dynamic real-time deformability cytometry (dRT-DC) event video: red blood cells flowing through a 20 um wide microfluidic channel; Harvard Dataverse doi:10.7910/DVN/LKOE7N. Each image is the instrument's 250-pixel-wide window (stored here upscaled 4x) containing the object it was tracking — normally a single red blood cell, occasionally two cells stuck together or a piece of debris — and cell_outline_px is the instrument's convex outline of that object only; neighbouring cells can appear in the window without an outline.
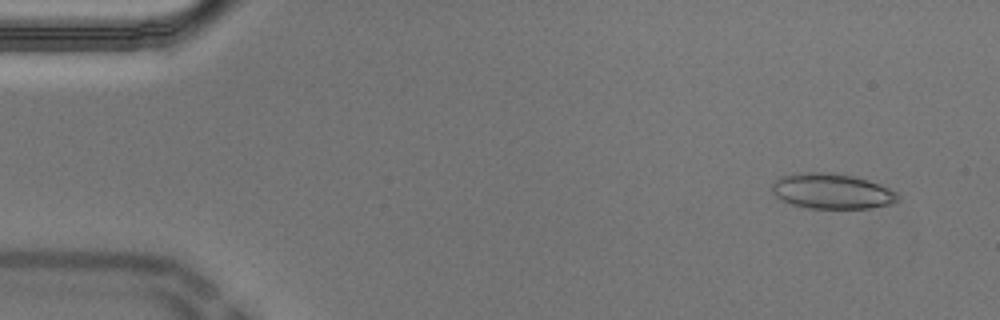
{"species": "Egyptian fruit bat (a non-hibernating species)", "species_latin": "Rousettus aegyptiacus", "temperature_condition": "cold", "stored_images_in_passage": 53, "camera_frame_rate_fps": 3000, "um_per_image_px": 0.085, "animal": {"sex": "male"}, "frame": {"image": 1, "passage_image": 4, "time_ms": 1.0, "image_size_px": [1000, 320], "cell_outline_px": [[900, 200], [892, 204], [868, 208], [808, 208], [792, 204], [780, 200], [772, 192], [772, 184], [780, 176], [796, 172], [824, 172], [856, 176], [880, 184], [896, 192], [900, 196]], "centroid_in_image_um": [70.71, 16.24], "position_along_channel_um": 14.3, "area_um2": 26.13}}
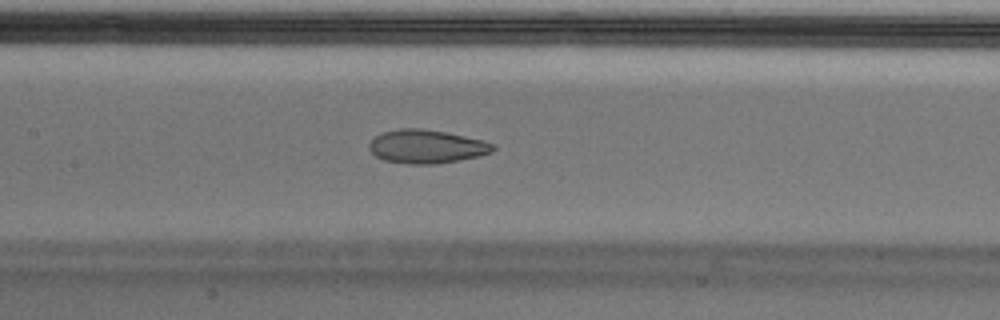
{"frame": {"image": 2, "passage_image": 25, "time_ms": 8.0, "image_size_px": [1000, 320], "cell_outline_px": [[496, 148], [492, 152], [480, 156], [460, 160], [436, 164], [408, 164], [384, 160], [376, 156], [368, 148], [368, 144], [376, 136], [384, 132], [400, 128], [420, 128], [444, 132], [484, 140], [496, 144]], "centroid_in_image_um": [36.29, 12.46], "position_along_channel_um": 171.1, "area_um2": 24.28}}
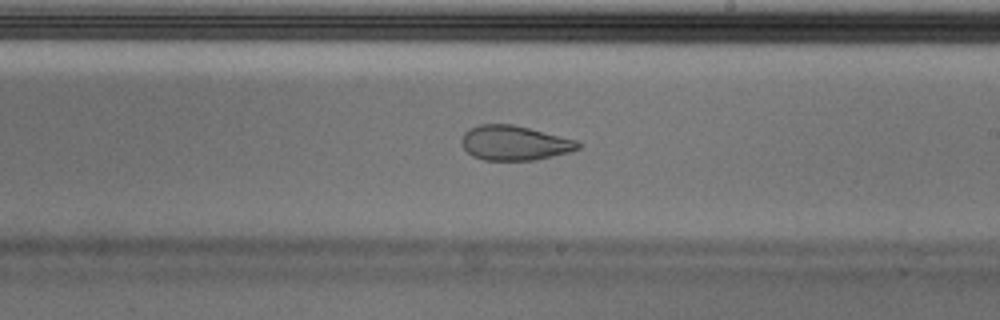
{"frame": {"image": 3, "passage_image": 31, "time_ms": 10.0, "image_size_px": [1000, 320], "cell_outline_px": [[584, 144], [580, 148], [572, 152], [536, 160], [484, 160], [472, 156], [460, 144], [460, 140], [464, 132], [468, 128], [480, 124], [512, 124], [576, 140]], "centroid_in_image_um": [43.73, 12.16], "position_along_channel_um": 245.3, "area_um2": 23.76}, "authors_computed_cell_mechanics": {"area_um2": 26.0678, "velocity_mm_per_s": 3.725, "shape_relaxation_time_tau1_ms": null, "shape_relaxation_time_tau2_ms": 1.5216, "deformation_change_tau1": null, "deformation_change_tau2": 0.077}}